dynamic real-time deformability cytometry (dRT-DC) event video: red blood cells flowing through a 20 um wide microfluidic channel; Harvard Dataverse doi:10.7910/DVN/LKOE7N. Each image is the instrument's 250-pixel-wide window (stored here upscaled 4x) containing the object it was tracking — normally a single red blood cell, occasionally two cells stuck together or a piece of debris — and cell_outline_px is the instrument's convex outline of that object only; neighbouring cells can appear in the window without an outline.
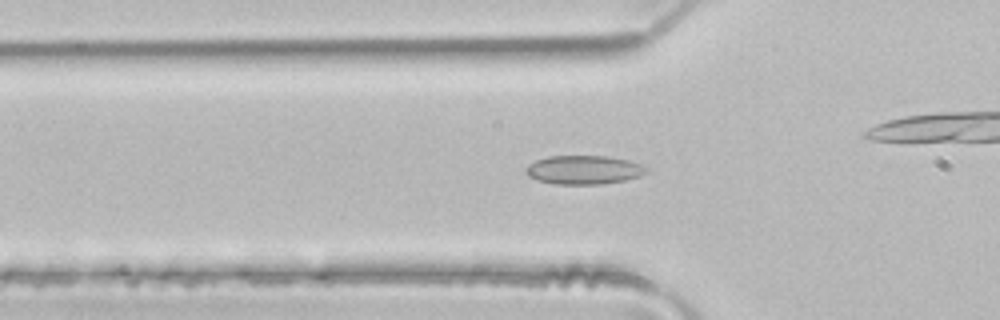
{"species": "common noctule bat (a hibernating species)", "species_latin": "Nyctalus noctula", "temperature_condition": "room temperature", "stored_images_in_passage": 49, "camera_frame_rate_fps": 3000, "um_per_image_px": 0.085, "animal": {"sex": "male", "body_mass_g": 21.5, "forearm_length_mm": 52.0}, "frame": {"image": 1, "passage_image": 15, "time_ms": 4.667, "image_size_px": [1000, 320], "cell_outline_px": [[648, 172], [640, 176], [624, 180], [600, 184], [556, 184], [536, 180], [528, 176], [524, 172], [524, 168], [528, 164], [536, 160], [548, 156], [608, 156], [628, 160], [640, 164], [648, 168]], "centroid_in_image_um": [49.59, 14.43], "position_along_channel_um": 76.2, "area_um2": 20.35}}
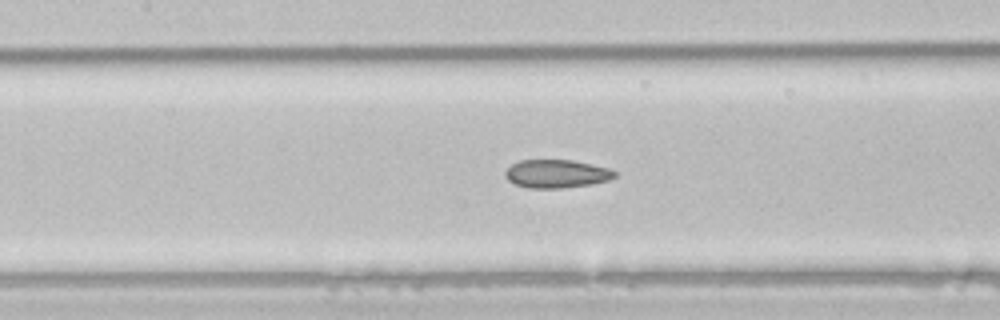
{"frame": {"image": 2, "passage_image": 21, "time_ms": 6.667, "image_size_px": [1000, 320], "cell_outline_px": [[616, 176], [608, 180], [592, 184], [560, 188], [528, 188], [516, 184], [508, 180], [504, 176], [504, 172], [512, 164], [520, 160], [572, 160], [608, 168], [616, 172]], "centroid_in_image_um": [47.28, 14.77], "position_along_channel_um": 160.1, "area_um2": 17.92}}
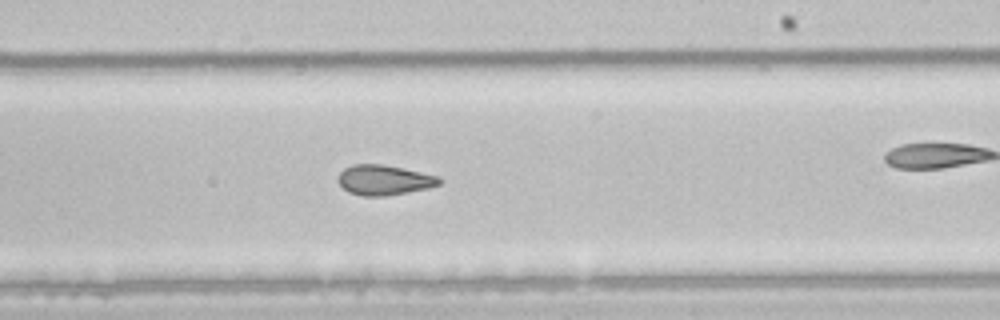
{"frame": {"image": 3, "passage_image": 28, "time_ms": 9.0, "image_size_px": [1000, 320], "cell_outline_px": [[444, 180], [440, 184], [428, 188], [384, 196], [360, 196], [348, 192], [336, 180], [340, 172], [344, 168], [352, 164], [384, 164], [440, 176]], "centroid_in_image_um": [32.65, 15.29], "position_along_channel_um": 256.4, "area_um2": 17.92}, "authors_computed_cell_mechanics": {"area_um2": 21.2704, "velocity_mm_per_s": 4.1411, "shape_relaxation_time_tau1_ms": null, "shape_relaxation_time_tau2_ms": 2.3671, "deformation_change_tau1": null, "deformation_change_tau2": 0.0825}}